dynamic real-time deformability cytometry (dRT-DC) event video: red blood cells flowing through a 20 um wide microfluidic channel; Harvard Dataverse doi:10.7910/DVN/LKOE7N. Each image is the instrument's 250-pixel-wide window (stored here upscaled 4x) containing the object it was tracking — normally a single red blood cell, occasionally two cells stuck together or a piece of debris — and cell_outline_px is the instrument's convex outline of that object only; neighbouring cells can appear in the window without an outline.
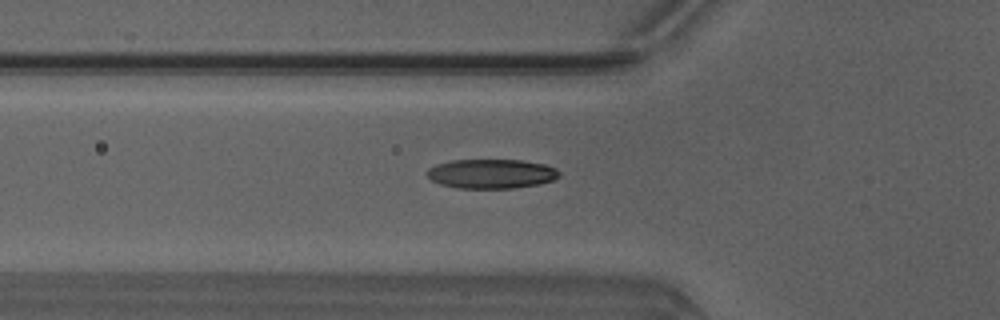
{"species": "Egyptian fruit bat (a non-hibernating species)", "species_latin": "Rousettus aegyptiacus", "temperature_condition": "warm", "stored_images_in_passage": 28, "camera_frame_rate_fps": 3000, "um_per_image_px": 0.085, "animal": {"sex": "male"}, "frame": {"image": 1, "passage_image": 2, "time_ms": 0.333, "image_size_px": [1000, 320], "cell_outline_px": [[560, 176], [552, 180], [540, 184], [512, 188], [456, 188], [440, 184], [432, 180], [424, 172], [428, 168], [436, 164], [452, 160], [520, 160], [544, 164], [556, 168], [560, 172]], "centroid_in_image_um": [41.75, 14.77], "position_along_channel_um": 84.1, "area_um2": 22.72}}
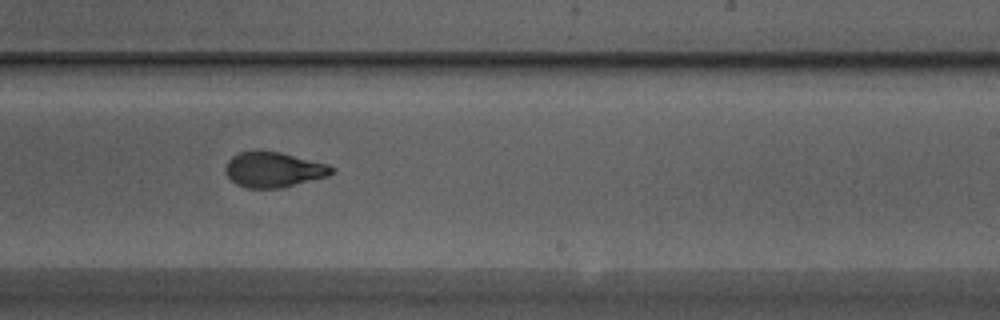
{"frame": {"image": 2, "passage_image": 15, "time_ms": 4.667, "image_size_px": [1000, 320], "cell_outline_px": [[336, 172], [328, 176], [280, 188], [248, 188], [236, 184], [224, 172], [224, 168], [228, 160], [232, 156], [240, 152], [256, 148], [280, 152], [328, 164], [336, 168]], "centroid_in_image_um": [23.24, 14.39], "position_along_channel_um": 265.8, "area_um2": 22.25}}
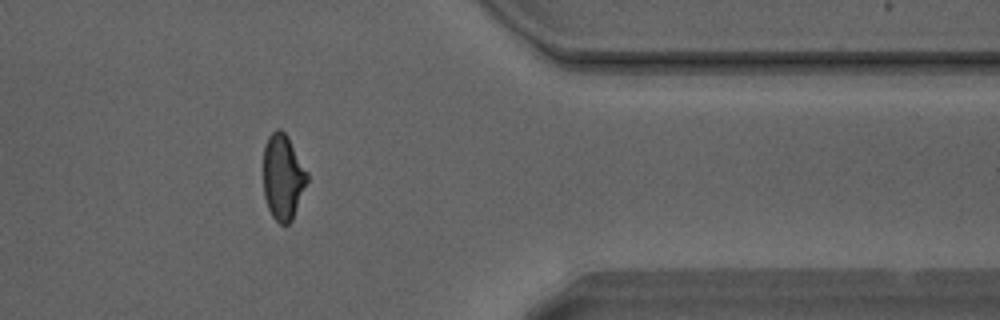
{"frame": {"image": 3, "passage_image": 25, "time_ms": 8.0, "image_size_px": [1000, 320], "cell_outline_px": [[308, 180], [292, 220], [288, 224], [280, 224], [272, 216], [268, 208], [264, 196], [264, 144], [268, 136], [276, 128], [280, 128], [288, 136], [308, 172]], "centroid_in_image_um": [24.05, 15.02], "position_along_channel_um": 387.4, "area_um2": 21.91}, "authors_computed_cell_mechanics": {"area_um2": 22.4264, "velocity_mm_per_s": 4.1911, "shape_relaxation_time_tau1_ms": 3.8814, "shape_relaxation_time_tau2_ms": 0.9932, "deformation_change_tau1": 0.1772, "deformation_change_tau2": 0.0665}}